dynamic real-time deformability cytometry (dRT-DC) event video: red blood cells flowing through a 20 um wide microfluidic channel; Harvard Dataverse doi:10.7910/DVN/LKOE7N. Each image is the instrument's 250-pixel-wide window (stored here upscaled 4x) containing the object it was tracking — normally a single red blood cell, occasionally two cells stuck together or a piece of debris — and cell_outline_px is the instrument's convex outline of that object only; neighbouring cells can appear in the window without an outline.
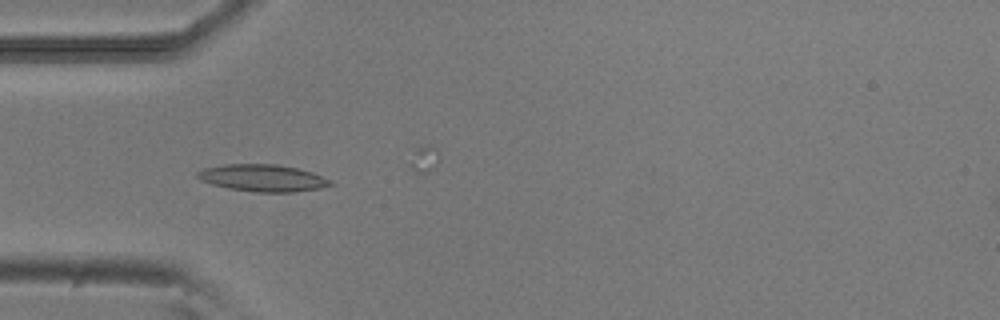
{"species": "common noctule bat (a hibernating species)", "species_latin": "Nyctalus noctula", "temperature_condition": "room temperature", "stored_images_in_passage": 38, "camera_frame_rate_fps": 3000, "um_per_image_px": 0.085, "animal": {"sex": "male", "body_mass_g": 20.5, "forearm_length_mm": 52.5}, "frame": {"image": 1, "passage_image": 1, "time_ms": 0.0, "image_size_px": [1000, 320], "cell_outline_px": [[336, 184], [320, 188], [296, 192], [256, 192], [228, 188], [212, 184], [200, 180], [196, 176], [196, 172], [204, 168], [224, 164], [276, 164], [296, 168], [312, 172], [332, 180]], "centroid_in_image_um": [22.35, 15.13], "position_along_channel_um": 62.7, "area_um2": 21.04}}
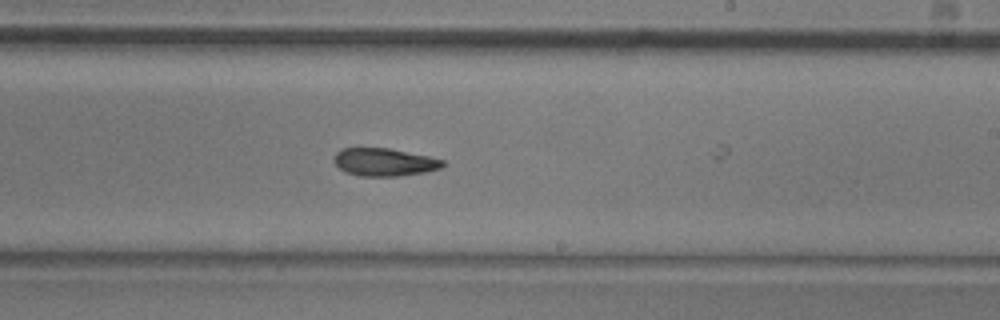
{"frame": {"image": 2, "passage_image": 16, "time_ms": 5.0, "image_size_px": [1000, 320], "cell_outline_px": [[444, 168], [424, 172], [400, 176], [360, 176], [348, 172], [340, 168], [332, 160], [336, 152], [340, 148], [388, 148], [428, 156], [444, 160]], "centroid_in_image_um": [32.67, 13.78], "position_along_channel_um": 256.3, "area_um2": 17.63}}
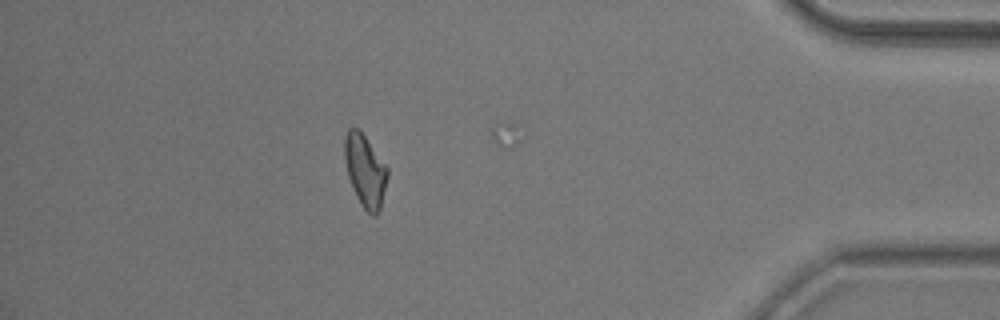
{"frame": {"image": 3, "passage_image": 31, "time_ms": 10.0, "image_size_px": [1000, 320], "cell_outline_px": [[388, 176], [380, 208], [376, 216], [372, 216], [360, 204], [356, 196], [348, 176], [344, 160], [344, 136], [348, 128], [360, 128], [388, 168]], "centroid_in_image_um": [31.02, 14.47], "position_along_channel_um": 404.2, "area_um2": 18.21}, "authors_computed_cell_mechanics": {"area_um2": 17.9758, "velocity_mm_per_s": 3.8797, "shape_relaxation_time_tau1_ms": 10.1271, "shape_relaxation_time_tau2_ms": 10.4415, "deformation_change_tau1": 0.2224, "deformation_change_tau2": 0.2171}}